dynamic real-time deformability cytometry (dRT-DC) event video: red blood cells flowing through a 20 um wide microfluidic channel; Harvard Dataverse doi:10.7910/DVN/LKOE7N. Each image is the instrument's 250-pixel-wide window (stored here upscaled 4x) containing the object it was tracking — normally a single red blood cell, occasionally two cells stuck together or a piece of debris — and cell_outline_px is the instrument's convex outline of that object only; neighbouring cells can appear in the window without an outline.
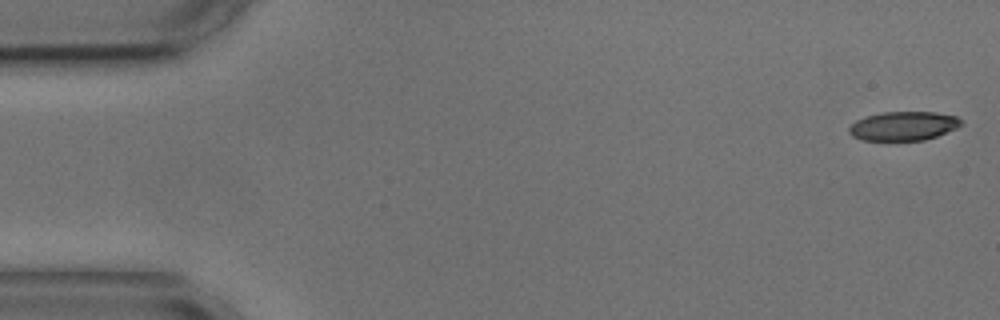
{"species": "common noctule bat (a hibernating species)", "species_latin": "Nyctalus noctula", "temperature_condition": "cold", "stored_images_in_passage": 55, "camera_frame_rate_fps": 3000, "um_per_image_px": 0.085, "animal": {"sex": "male", "body_mass_g": 17.9, "forearm_length_mm": 54.2}, "frame": {"image": 1, "passage_image": 1, "time_ms": 0.0, "image_size_px": [1000, 320], "cell_outline_px": [[964, 124], [956, 128], [936, 136], [924, 140], [864, 140], [852, 136], [848, 132], [848, 128], [856, 120], [868, 116], [884, 112], [936, 112], [956, 116]], "centroid_in_image_um": [76.8, 10.71], "position_along_channel_um": 8.2, "area_um2": 18.79}}
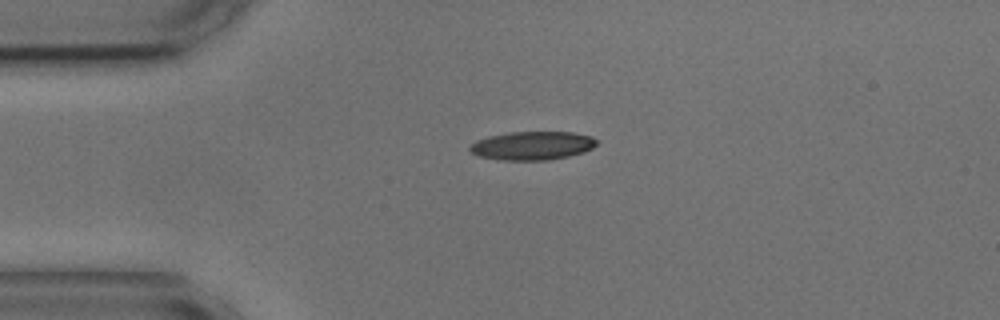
{"frame": {"image": 2, "passage_image": 12, "time_ms": 3.667, "image_size_px": [1000, 320], "cell_outline_px": [[596, 144], [592, 148], [584, 152], [568, 156], [548, 160], [500, 160], [480, 156], [472, 152], [468, 148], [476, 140], [488, 136], [508, 132], [572, 132], [592, 136], [596, 140]], "centroid_in_image_um": [45.25, 12.37], "position_along_channel_um": 39.8, "area_um2": 21.04}}
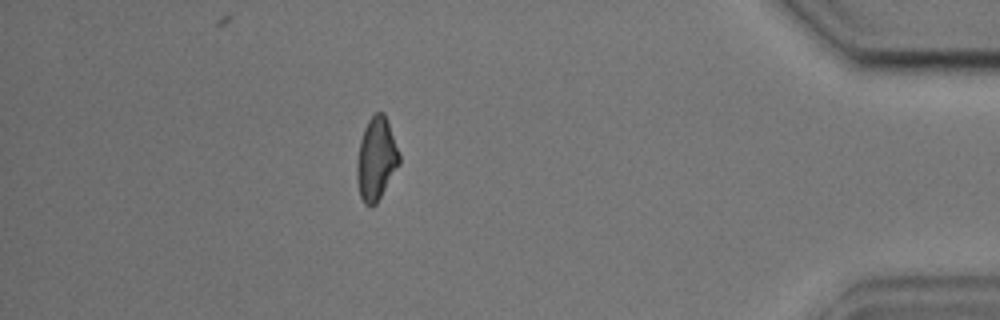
{"frame": {"image": 3, "passage_image": 48, "time_ms": 15.667, "image_size_px": [1000, 320], "cell_outline_px": [[400, 164], [376, 204], [372, 208], [364, 204], [360, 196], [356, 180], [356, 160], [360, 140], [364, 128], [368, 120], [376, 112], [384, 112], [400, 156]], "centroid_in_image_um": [31.95, 13.54], "position_along_channel_um": 403.2, "area_um2": 20.52}, "authors_computed_cell_mechanics": {"area_um2": 20.6346, "velocity_mm_per_s": 3.6042, "shape_relaxation_time_tau1_ms": null, "shape_relaxation_time_tau2_ms": 6.2112, "deformation_change_tau1": null, "deformation_change_tau2": 0.1456}}